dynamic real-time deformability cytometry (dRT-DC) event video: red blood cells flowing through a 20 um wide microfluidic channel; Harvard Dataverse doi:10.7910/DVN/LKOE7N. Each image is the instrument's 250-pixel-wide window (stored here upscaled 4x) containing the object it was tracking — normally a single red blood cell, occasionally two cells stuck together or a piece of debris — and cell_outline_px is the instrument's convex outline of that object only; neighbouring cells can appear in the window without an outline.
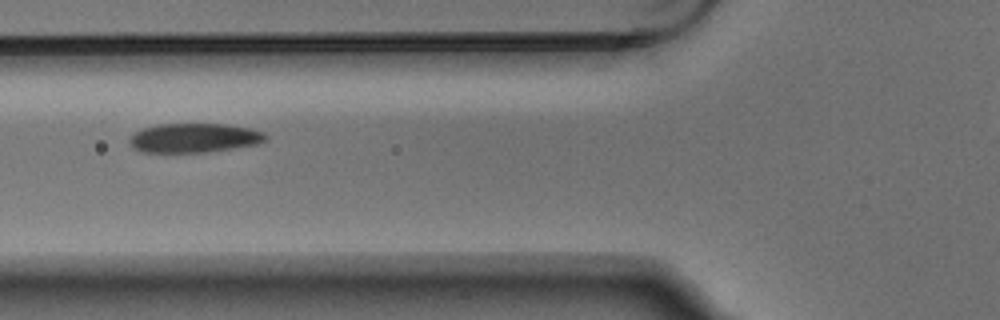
{"species": "Egyptian fruit bat (a non-hibernating species)", "species_latin": "Rousettus aegyptiacus", "temperature_condition": "warm", "stored_images_in_passage": 8, "camera_frame_rate_fps": 3000, "um_per_image_px": 0.085, "animal": {"sex": "male"}, "frame": {"image": 1, "passage_image": 4, "time_ms": 1.0, "image_size_px": [1000, 320], "cell_outline_px": [[268, 140], [260, 144], [204, 152], [140, 152], [132, 148], [128, 140], [128, 136], [144, 128], [156, 124], [228, 124], [252, 128], [264, 132], [268, 136]], "centroid_in_image_um": [16.52, 11.72], "position_along_channel_um": 109.3, "area_um2": 23.52}}
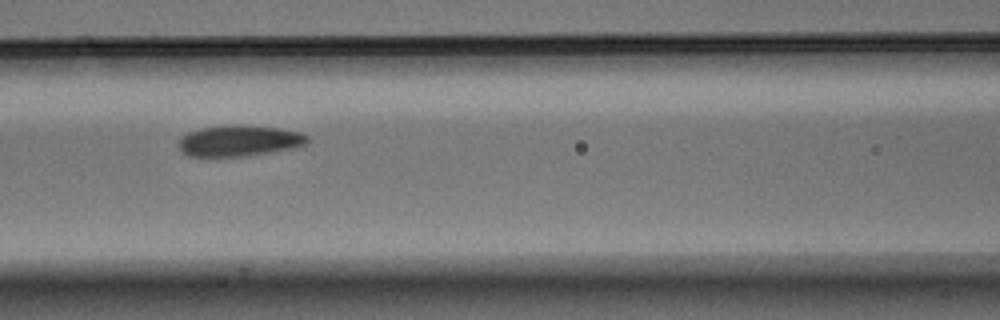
{"frame": {"image": 2, "passage_image": 5, "time_ms": 1.333, "image_size_px": [1000, 320], "cell_outline_px": [[308, 144], [296, 148], [248, 156], [188, 156], [180, 152], [176, 140], [180, 136], [188, 132], [200, 128], [224, 124], [240, 124], [280, 128], [300, 132], [308, 136]], "centroid_in_image_um": [20.3, 11.95], "position_along_channel_um": 146.3, "area_um2": 23.99}}
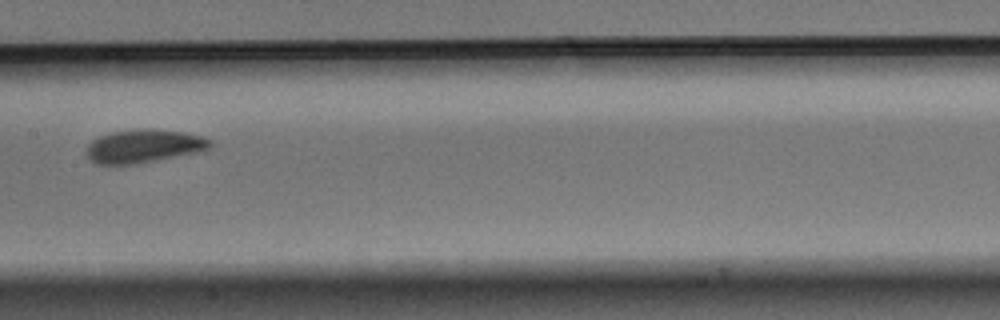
{"frame": {"image": 3, "passage_image": 6, "time_ms": 1.667, "image_size_px": [1000, 320], "cell_outline_px": [[212, 144], [204, 152], [136, 164], [96, 164], [88, 160], [84, 152], [88, 144], [92, 140], [108, 132], [140, 128], [152, 128], [184, 132], [204, 136], [212, 140]], "centroid_in_image_um": [12.23, 12.42], "position_along_channel_um": 195.2, "area_um2": 24.8}}